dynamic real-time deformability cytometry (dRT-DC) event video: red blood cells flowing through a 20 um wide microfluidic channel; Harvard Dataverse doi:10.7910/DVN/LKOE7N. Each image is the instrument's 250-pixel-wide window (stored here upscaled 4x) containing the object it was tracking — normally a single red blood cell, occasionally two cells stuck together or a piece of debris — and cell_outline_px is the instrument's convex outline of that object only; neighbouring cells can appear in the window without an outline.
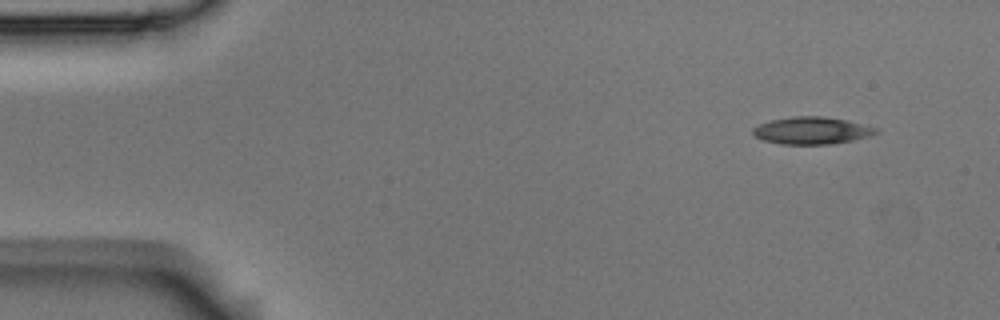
{"species": "Egyptian fruit bat (a non-hibernating species)", "species_latin": "Rousettus aegyptiacus", "temperature_condition": "room temperature", "stored_images_in_passage": 3, "camera_frame_rate_fps": 3000, "um_per_image_px": 0.085, "animal": {"sex": "male"}, "frame": {"image": 1, "passage_image": 1, "time_ms": 0.0, "image_size_px": [1000, 320], "cell_outline_px": [[880, 132], [872, 136], [832, 144], [780, 144], [764, 140], [756, 136], [752, 132], [752, 128], [760, 124], [772, 120], [792, 116], [824, 116], [848, 120], [880, 128]], "centroid_in_image_um": [69.08, 11.09], "position_along_channel_um": 15.9, "area_um2": 19.71}}
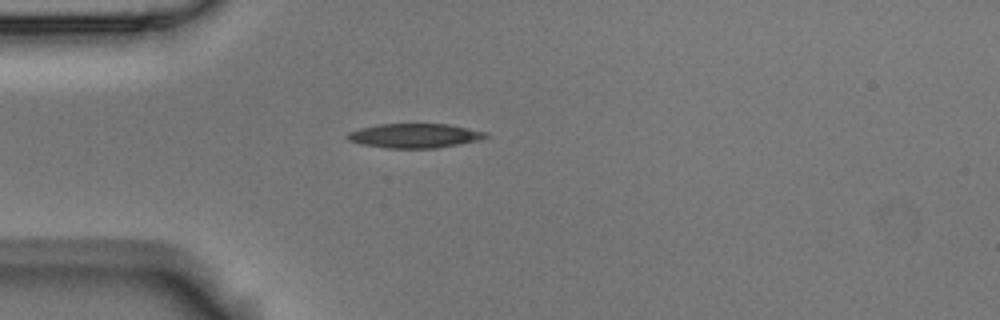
{"frame": {"image": 2, "passage_image": 3, "time_ms": 0.667, "image_size_px": [1000, 320], "cell_outline_px": [[488, 136], [480, 140], [460, 144], [436, 148], [388, 148], [360, 144], [348, 140], [348, 132], [360, 128], [380, 124], [448, 124], [488, 132]], "centroid_in_image_um": [35.27, 11.53], "position_along_channel_um": 49.7, "area_um2": 19.59}}